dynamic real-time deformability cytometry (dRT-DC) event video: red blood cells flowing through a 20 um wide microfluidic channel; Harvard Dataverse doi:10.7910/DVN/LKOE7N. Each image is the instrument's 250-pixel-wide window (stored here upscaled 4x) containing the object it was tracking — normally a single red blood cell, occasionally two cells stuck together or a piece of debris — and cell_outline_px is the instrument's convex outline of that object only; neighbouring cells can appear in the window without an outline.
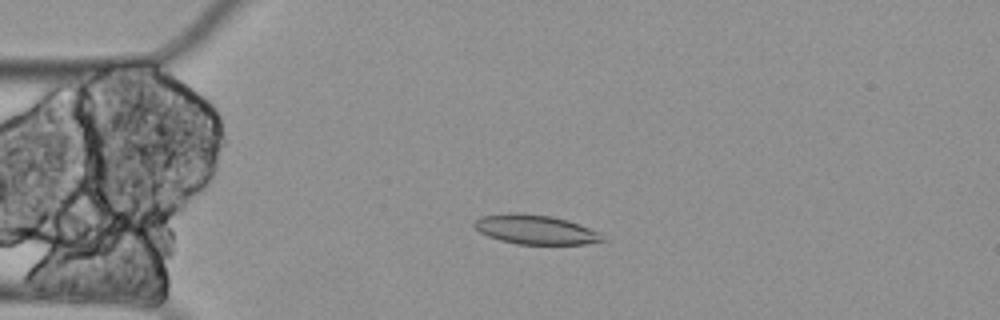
{"species": "Egyptian fruit bat (a non-hibernating species)", "species_latin": "Rousettus aegyptiacus", "temperature_condition": "cold", "stored_images_in_passage": 60, "camera_frame_rate_fps": 3000, "um_per_image_px": 0.085, "animal": {"sex": "female"}, "frame": {"image": 1, "passage_image": 14, "time_ms": 4.333, "image_size_px": [1000, 320], "cell_outline_px": [[604, 240], [584, 244], [516, 244], [500, 240], [488, 236], [480, 232], [472, 224], [480, 216], [512, 212], [516, 212], [552, 216], [568, 220], [580, 224], [596, 232]], "centroid_in_image_um": [45.44, 19.5], "position_along_channel_um": 39.6, "area_um2": 21.73}}
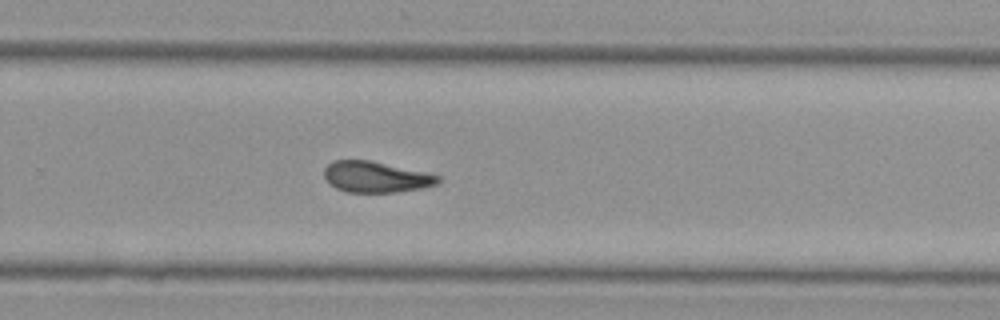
{"frame": {"image": 2, "passage_image": 39, "time_ms": 12.667, "image_size_px": [1000, 320], "cell_outline_px": [[440, 184], [420, 188], [396, 192], [348, 192], [336, 188], [324, 176], [324, 168], [332, 160], [372, 160], [424, 172], [440, 176]], "centroid_in_image_um": [31.96, 15.03], "position_along_channel_um": 297.8, "area_um2": 20.46}}
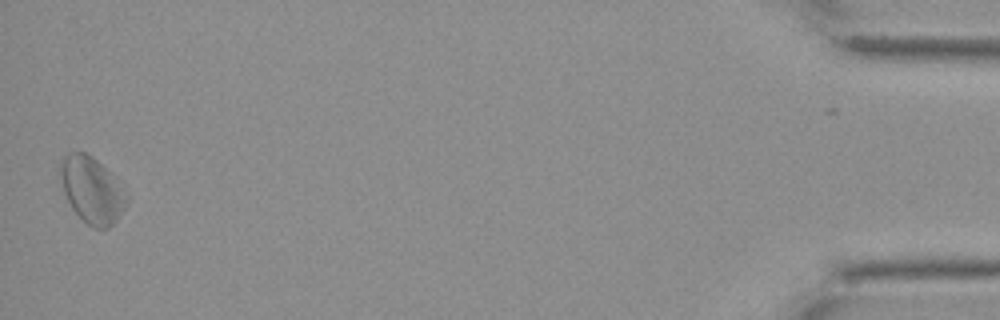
{"frame": {"image": 3, "passage_image": 59, "time_ms": 19.333, "image_size_px": [1000, 320], "cell_outline_px": [[128, 204], [116, 220], [108, 228], [92, 228], [72, 208], [64, 192], [56, 172], [60, 160], [68, 152], [84, 152], [92, 156], [128, 192]], "centroid_in_image_um": [7.78, 16.13], "position_along_channel_um": 427.4, "area_um2": 25.72}, "authors_computed_cell_mechanics": {"area_um2": 21.6461, "velocity_mm_per_s": 3.2965, "shape_relaxation_time_tau1_ms": null, "shape_relaxation_time_tau2_ms": 9.474, "deformation_change_tau1": null, "deformation_change_tau2": 0.1891}}